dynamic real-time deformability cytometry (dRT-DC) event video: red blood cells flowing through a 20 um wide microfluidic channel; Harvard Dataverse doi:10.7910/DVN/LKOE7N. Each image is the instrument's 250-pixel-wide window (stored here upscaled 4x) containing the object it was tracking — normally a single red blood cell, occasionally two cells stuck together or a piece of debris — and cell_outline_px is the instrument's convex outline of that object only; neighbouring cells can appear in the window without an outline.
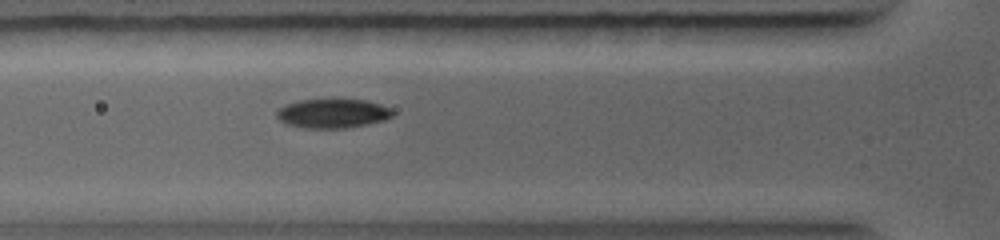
{"species": "common noctule bat (a hibernating species)", "species_latin": "Nyctalus noctula", "temperature_condition": "warm", "stored_images_in_passage": 27, "segment_of_instrument_passage": [1, 2], "camera_frame_rate_fps": 5000, "um_per_image_px": 0.085, "animal": {"sex": "female", "body_mass_g": 19.0, "forearm_length_mm": 56.7}, "frame": {"image": 1, "passage_image": 8, "time_ms": 3.2, "image_size_px": [1000, 240], "cell_outline_px": [[392, 116], [384, 120], [368, 124], [344, 128], [308, 128], [288, 124], [280, 120], [276, 116], [276, 112], [284, 104], [300, 100], [332, 96], [364, 100], [380, 104], [388, 108], [392, 112]], "centroid_in_image_um": [28.25, 9.59], "position_along_channel_um": 97.6, "area_um2": 20.29}}
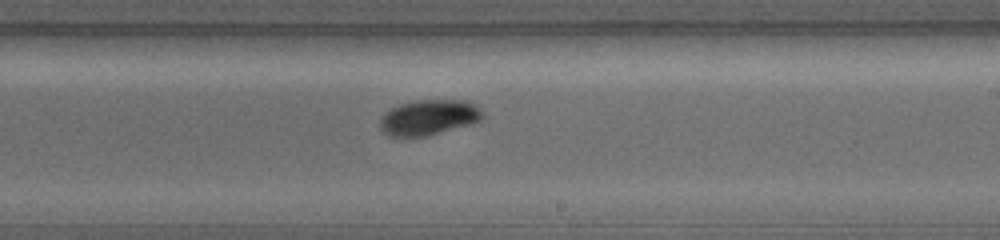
{"frame": {"image": 2, "passage_image": 15, "time_ms": 6.2, "image_size_px": [1000, 240], "cell_outline_px": [[484, 116], [480, 120], [472, 124], [424, 136], [388, 136], [380, 128], [380, 116], [392, 108], [400, 104], [416, 100], [464, 100], [476, 104], [484, 112]], "centroid_in_image_um": [36.47, 9.97], "position_along_channel_um": 252.5, "area_um2": 21.15}}
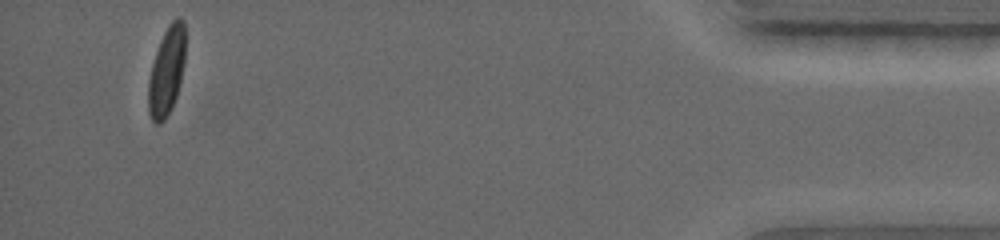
{"frame": {"image": 3, "passage_image": 25, "time_ms": 11.2, "image_size_px": [1000, 240], "cell_outline_px": [[184, 64], [176, 96], [164, 120], [160, 124], [156, 124], [152, 120], [148, 112], [148, 80], [152, 64], [160, 40], [168, 24], [176, 16], [180, 16], [184, 20]], "centroid_in_image_um": [14.15, 6.01], "position_along_channel_um": 421.1, "area_um2": 18.9}}